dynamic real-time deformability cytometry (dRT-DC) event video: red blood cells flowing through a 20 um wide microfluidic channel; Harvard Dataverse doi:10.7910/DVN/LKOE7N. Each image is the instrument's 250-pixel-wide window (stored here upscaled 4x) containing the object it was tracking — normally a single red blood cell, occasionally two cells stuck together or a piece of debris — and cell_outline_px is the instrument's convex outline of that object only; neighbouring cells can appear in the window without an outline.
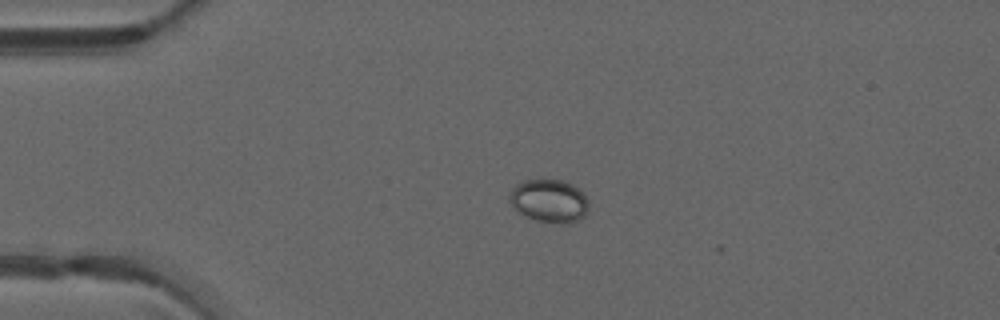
{"species": "common noctule bat (a hibernating species)", "species_latin": "Nyctalus noctula", "temperature_condition": "warm", "stored_images_in_passage": 32, "camera_frame_rate_fps": 3000, "um_per_image_px": 0.085, "animal": {"sex": "male", "forearm_length_mm": 52.5}, "frame": {"image": 1, "passage_image": 3, "time_ms": 0.667, "image_size_px": [1000, 320], "cell_outline_px": [[588, 208], [584, 216], [568, 224], [564, 224], [536, 220], [520, 212], [508, 200], [508, 196], [512, 188], [516, 184], [524, 180], [540, 176], [564, 180], [572, 184], [584, 192], [588, 200]], "centroid_in_image_um": [46.69, 17.0], "position_along_channel_um": 38.3, "area_um2": 20.4}}
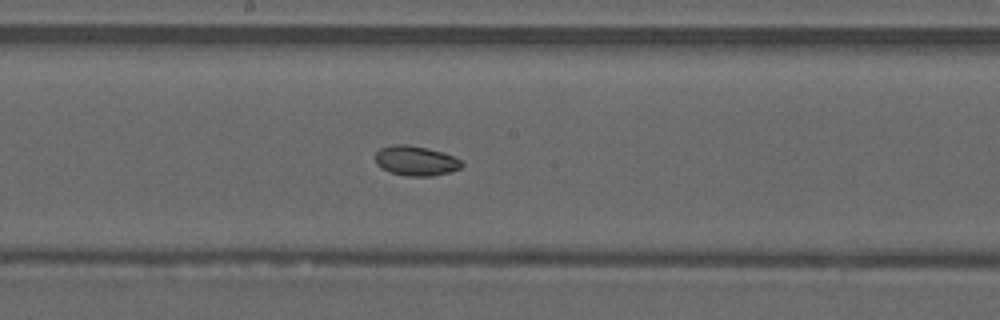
{"frame": {"image": 2, "passage_image": 18, "time_ms": 5.667, "image_size_px": [1000, 320], "cell_outline_px": [[464, 164], [460, 168], [448, 172], [432, 176], [408, 176], [392, 172], [376, 164], [376, 152], [380, 148], [392, 144], [408, 144], [428, 148], [452, 156], [460, 160]], "centroid_in_image_um": [35.33, 13.65], "position_along_channel_um": 212.9, "area_um2": 14.8}}
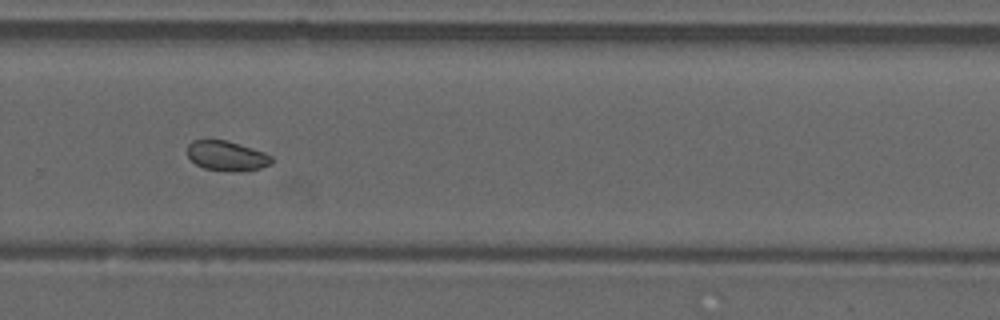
{"frame": {"image": 3, "passage_image": 25, "time_ms": 8.0, "image_size_px": [1000, 320], "cell_outline_px": [[272, 164], [260, 168], [240, 172], [232, 172], [204, 168], [196, 164], [188, 156], [188, 144], [192, 140], [224, 140], [264, 152], [272, 156]], "centroid_in_image_um": [19.28, 13.26], "position_along_channel_um": 310.5, "area_um2": 14.57}, "authors_computed_cell_mechanics": {"area_um2": 14.8546, "velocity_mm_per_s": 4.1955, "shape_relaxation_time_tau1_ms": null, "shape_relaxation_time_tau2_ms": 5.468, "deformation_change_tau1": null, "deformation_change_tau2": 0.0743}}